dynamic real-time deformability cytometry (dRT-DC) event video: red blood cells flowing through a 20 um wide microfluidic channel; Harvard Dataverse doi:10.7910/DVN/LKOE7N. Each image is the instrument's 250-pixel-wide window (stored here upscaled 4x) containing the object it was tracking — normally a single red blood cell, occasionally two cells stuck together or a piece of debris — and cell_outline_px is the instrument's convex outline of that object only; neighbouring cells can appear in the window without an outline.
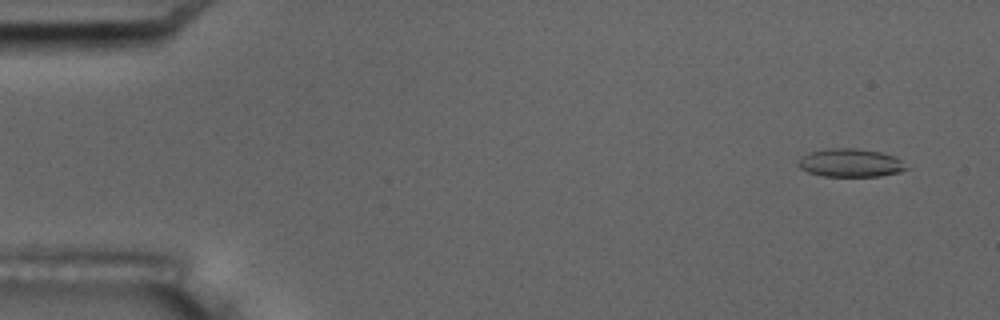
{"species": "common noctule bat (a hibernating species)", "species_latin": "Nyctalus noctula", "temperature_condition": "room temperature", "stored_images_in_passage": 6, "camera_frame_rate_fps": 3000, "um_per_image_px": 0.085, "animal": {"sex": "male", "body_mass_g": 17.5, "forearm_length_mm": 52.3}, "frame": {"image": 1, "passage_image": 1, "time_ms": 0.0, "image_size_px": [1000, 320], "cell_outline_px": [[912, 168], [900, 172], [880, 176], [824, 176], [808, 172], [800, 168], [796, 164], [796, 160], [800, 156], [812, 152], [828, 148], [856, 148], [880, 152], [892, 156], [900, 160]], "centroid_in_image_um": [72.28, 13.85], "position_along_channel_um": 12.7, "area_um2": 17.92}}